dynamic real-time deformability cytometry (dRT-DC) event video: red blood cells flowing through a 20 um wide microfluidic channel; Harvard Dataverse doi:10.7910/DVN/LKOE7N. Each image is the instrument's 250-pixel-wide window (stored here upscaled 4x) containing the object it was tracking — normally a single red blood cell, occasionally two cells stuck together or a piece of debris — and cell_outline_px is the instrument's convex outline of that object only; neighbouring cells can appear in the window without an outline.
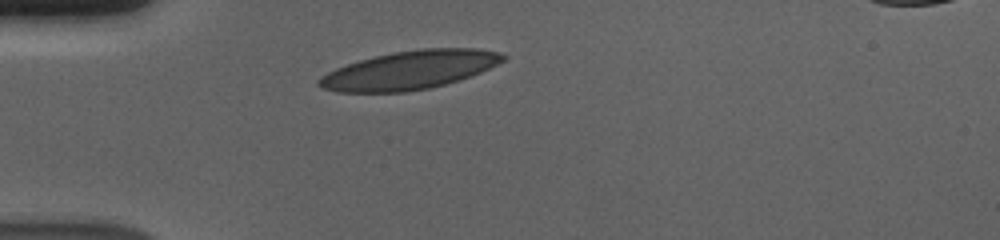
{"species": "human", "species_latin": "Homo sapiens", "temperature_condition": "cold", "stored_images_in_passage": 34, "camera_frame_rate_fps": 3000, "um_per_image_px": 0.085, "donor": {"sex": "male"}, "frame": {"image": 1, "passage_image": 1, "time_ms": 0.0, "image_size_px": [1000, 240], "cell_outline_px": [[508, 56], [504, 60], [480, 72], [460, 80], [428, 88], [404, 92], [336, 92], [320, 88], [316, 84], [316, 80], [320, 76], [336, 68], [360, 60], [392, 52], [420, 48], [480, 48], [500, 52]], "centroid_in_image_um": [34.8, 5.95], "position_along_channel_um": 50.2, "area_um2": 41.33}}
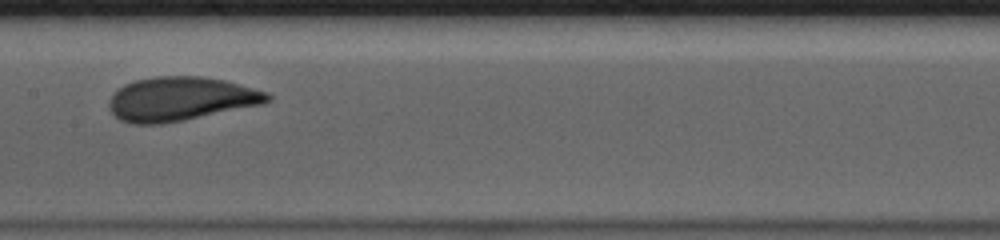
{"frame": {"image": 2, "passage_image": 14, "time_ms": 4.333, "image_size_px": [1000, 240], "cell_outline_px": [[272, 100], [264, 104], [184, 120], [160, 124], [132, 124], [120, 120], [108, 108], [108, 100], [124, 84], [136, 80], [156, 76], [200, 76], [224, 80], [268, 92], [272, 96]], "centroid_in_image_um": [15.37, 8.41], "position_along_channel_um": 192.0, "area_um2": 40.58}}
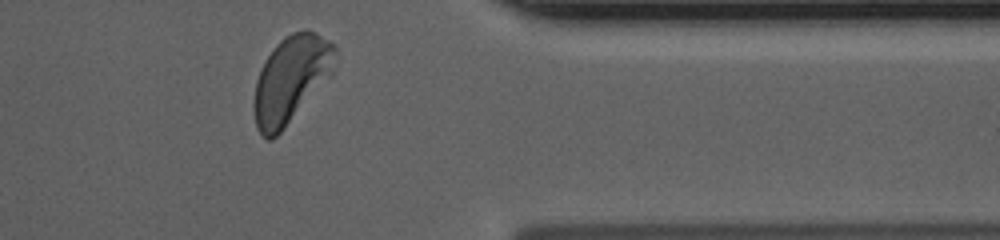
{"frame": {"image": 3, "passage_image": 31, "time_ms": 10.0, "image_size_px": [1000, 240], "cell_outline_px": [[336, 48], [324, 68], [284, 128], [272, 140], [268, 140], [256, 128], [252, 104], [256, 80], [260, 68], [276, 44], [280, 40], [292, 32], [304, 28], [308, 28], [336, 44]], "centroid_in_image_um": [24.51, 6.68], "position_along_channel_um": 386.9, "area_um2": 37.69}, "authors_computed_cell_mechanics": {"area_um2": 39.9687, "velocity_mm_per_s": 3.6507, "shape_relaxation_time_tau1_ms": 7.3966, "shape_relaxation_time_tau2_ms": 0.9209, "deformation_change_tau1": 0.2186, "deformation_change_tau2": 0.0633}}